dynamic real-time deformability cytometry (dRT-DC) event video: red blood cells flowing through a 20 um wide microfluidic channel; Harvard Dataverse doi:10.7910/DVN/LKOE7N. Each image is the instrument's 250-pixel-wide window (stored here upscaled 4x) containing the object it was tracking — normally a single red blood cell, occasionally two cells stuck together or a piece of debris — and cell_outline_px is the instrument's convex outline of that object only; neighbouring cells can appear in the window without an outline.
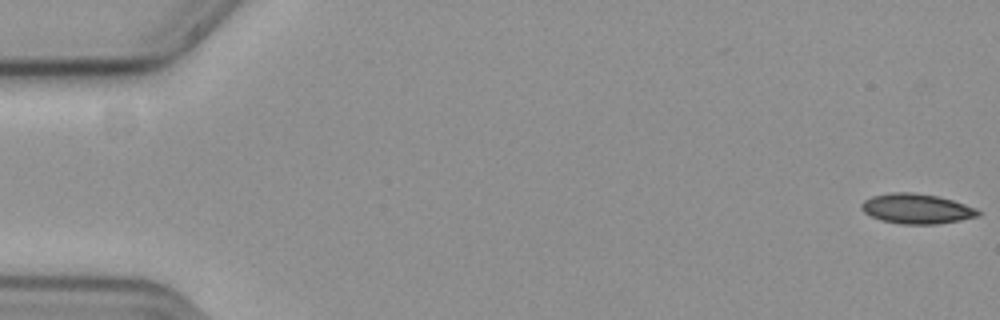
{"species": "common noctule bat (a hibernating species)", "species_latin": "Nyctalus noctula", "temperature_condition": "cold", "stored_images_in_passage": 58, "camera_frame_rate_fps": 3000, "um_per_image_px": 0.085, "animal": {"sex": "female", "body_mass_g": 19.3, "forearm_length_mm": 54.1}, "frame": {"image": 1, "passage_image": 1, "time_ms": 0.0, "image_size_px": [1000, 320], "cell_outline_px": [[980, 216], [960, 220], [936, 224], [900, 224], [880, 220], [864, 212], [860, 208], [860, 204], [864, 200], [872, 196], [892, 192], [908, 192], [936, 196], [952, 200], [976, 208], [980, 212]], "centroid_in_image_um": [77.89, 17.75], "position_along_channel_um": 7.1, "area_um2": 20.29}}
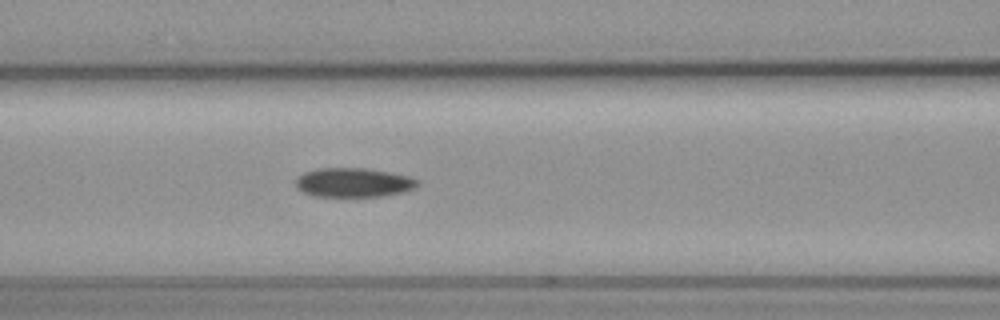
{"frame": {"image": 2, "passage_image": 25, "time_ms": 8.0, "image_size_px": [1000, 320], "cell_outline_px": [[420, 184], [416, 188], [404, 192], [384, 196], [316, 196], [304, 192], [296, 184], [296, 180], [304, 172], [320, 168], [364, 168], [388, 172], [408, 176], [420, 180]], "centroid_in_image_um": [30.12, 15.51], "position_along_channel_um": 136.5, "area_um2": 20.58}}
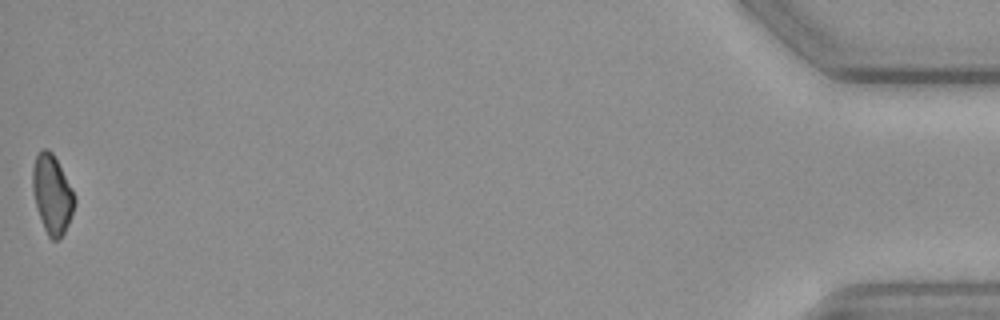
{"frame": {"image": 3, "passage_image": 58, "time_ms": 19.0, "image_size_px": [1000, 320], "cell_outline_px": [[76, 204], [68, 224], [64, 232], [56, 240], [52, 240], [48, 236], [44, 228], [36, 204], [32, 188], [32, 168], [36, 156], [44, 148], [48, 148], [52, 152], [76, 200]], "centroid_in_image_um": [4.41, 16.52], "position_along_channel_um": 430.8, "area_um2": 18.67}, "authors_computed_cell_mechanics": {"area_um2": 20.5768, "velocity_mm_per_s": 3.6219, "shape_relaxation_time_tau1_ms": 7.4305, "shape_relaxation_time_tau2_ms": null, "deformation_change_tau1": 0.114, "deformation_change_tau2": null}}